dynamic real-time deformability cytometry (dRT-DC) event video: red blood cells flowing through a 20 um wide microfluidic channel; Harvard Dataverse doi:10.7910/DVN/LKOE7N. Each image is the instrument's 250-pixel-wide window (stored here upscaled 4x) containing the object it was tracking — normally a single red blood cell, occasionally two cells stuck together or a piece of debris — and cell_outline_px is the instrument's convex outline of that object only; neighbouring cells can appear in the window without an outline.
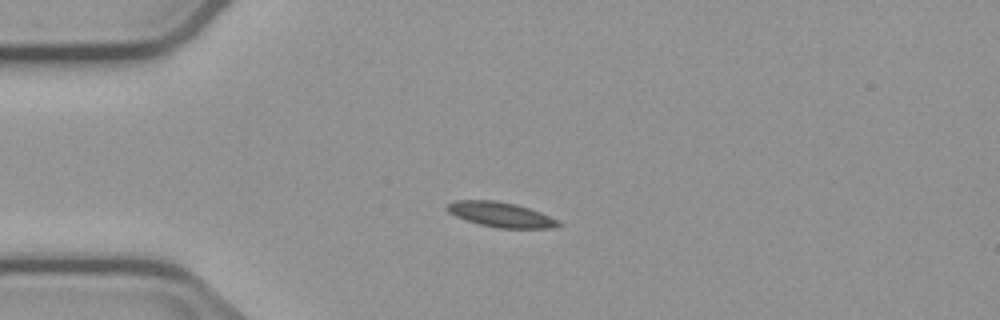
{"species": "common noctule bat (a hibernating species)", "species_latin": "Nyctalus noctula", "temperature_condition": "cold", "stored_images_in_passage": 8, "camera_frame_rate_fps": 3000, "um_per_image_px": 0.085, "animal": {"sex": "male", "body_mass_g": 23.1, "forearm_length_mm": 52.7}, "frame": {"image": 1, "passage_image": 1, "time_ms": 0.0, "image_size_px": [1000, 320], "cell_outline_px": [[564, 224], [552, 228], [496, 228], [464, 220], [448, 212], [444, 208], [448, 204], [456, 200], [496, 200], [516, 204], [540, 212]], "centroid_in_image_um": [42.53, 18.24], "position_along_channel_um": 42.5, "area_um2": 16.18}}
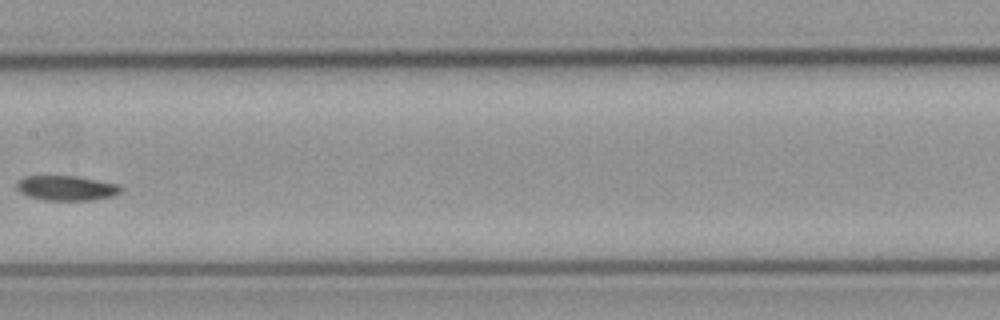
{"frame": {"image": 2, "passage_image": 5, "time_ms": 5.0, "image_size_px": [1000, 320], "cell_outline_px": [[124, 188], [120, 192], [112, 196], [92, 200], [44, 200], [28, 196], [20, 192], [16, 188], [16, 184], [24, 176], [76, 176], [116, 184]], "centroid_in_image_um": [5.63, 15.99], "position_along_channel_um": 201.8, "area_um2": 14.97}}
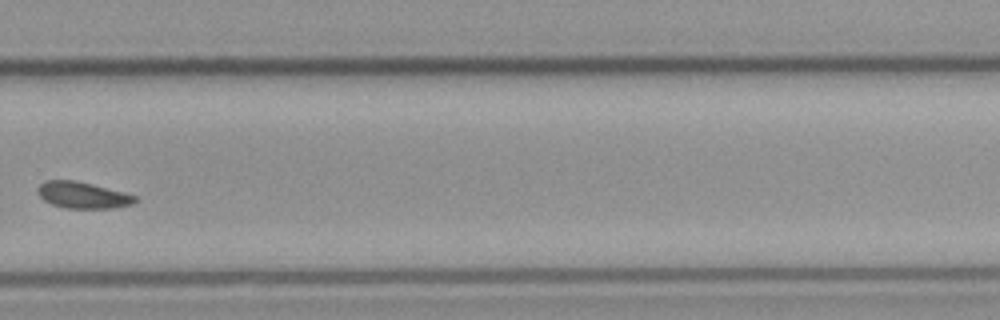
{"frame": {"image": 3, "passage_image": 8, "time_ms": 8.333, "image_size_px": [1000, 320], "cell_outline_px": [[136, 200], [132, 204], [116, 208], [64, 208], [52, 204], [44, 200], [36, 192], [36, 188], [44, 180], [72, 180], [92, 184], [124, 192], [136, 196]], "centroid_in_image_um": [7.0, 16.58], "position_along_channel_um": 322.8, "area_um2": 15.03}}